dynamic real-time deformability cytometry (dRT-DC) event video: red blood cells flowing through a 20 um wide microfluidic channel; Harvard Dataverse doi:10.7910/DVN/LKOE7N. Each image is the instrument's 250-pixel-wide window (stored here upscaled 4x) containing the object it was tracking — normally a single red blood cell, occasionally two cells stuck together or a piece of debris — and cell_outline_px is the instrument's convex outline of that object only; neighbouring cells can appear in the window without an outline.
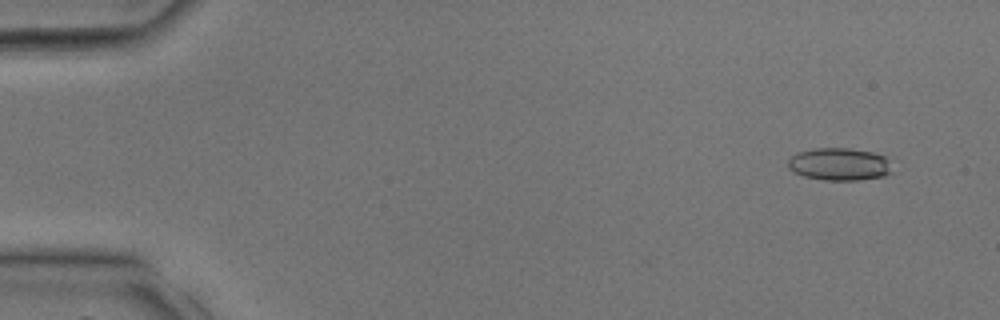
{"species": "common noctule bat (a hibernating species)", "species_latin": "Nyctalus noctula", "temperature_condition": "room temperature", "stored_images_in_passage": 34, "camera_frame_rate_fps": 3000, "um_per_image_px": 0.085, "animal": {"sex": "male", "body_mass_g": 17.9, "forearm_length_mm": 54.2}, "frame": {"image": 1, "passage_image": 2, "time_ms": 0.333, "image_size_px": [1000, 320], "cell_outline_px": [[896, 172], [884, 176], [856, 180], [824, 180], [804, 176], [792, 172], [788, 168], [788, 160], [796, 152], [816, 148], [848, 148], [872, 152], [884, 156]], "centroid_in_image_um": [71.35, 13.96], "position_along_channel_um": 13.6, "area_um2": 19.94}}
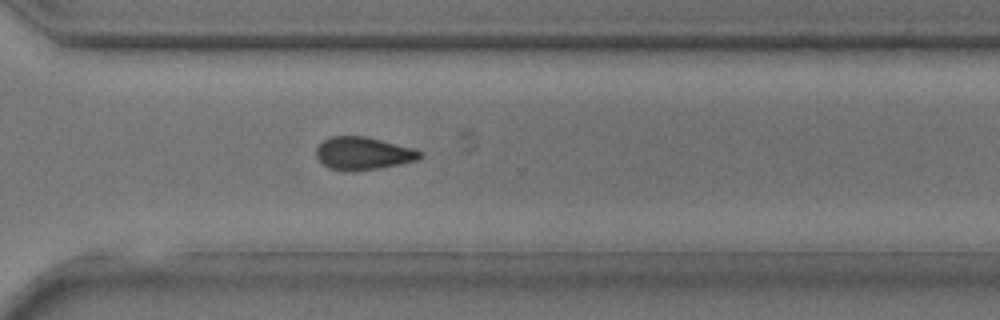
{"frame": {"image": 2, "passage_image": 25, "time_ms": 8.0, "image_size_px": [1000, 320], "cell_outline_px": [[424, 156], [416, 160], [400, 164], [380, 168], [352, 172], [344, 172], [328, 168], [316, 156], [316, 148], [324, 140], [332, 136], [364, 136], [416, 148], [424, 152]], "centroid_in_image_um": [30.9, 13.05], "position_along_channel_um": 339.7, "area_um2": 20.11}}
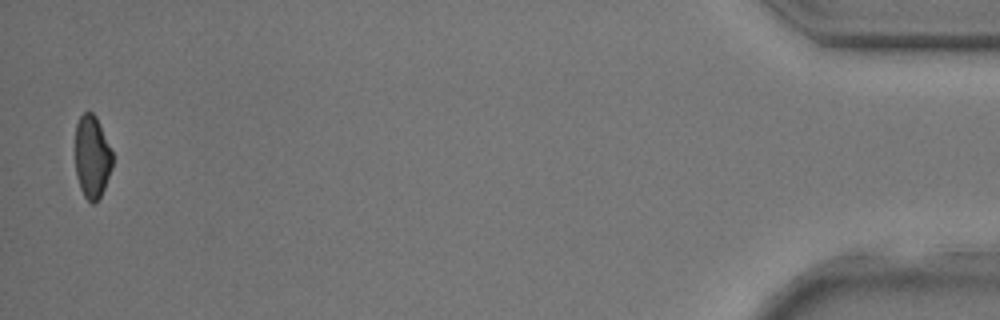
{"frame": {"image": 3, "passage_image": 34, "time_ms": 11.0, "image_size_px": [1000, 320], "cell_outline_px": [[112, 168], [104, 188], [100, 196], [92, 204], [84, 196], [80, 188], [76, 176], [76, 124], [80, 116], [84, 112], [92, 112], [96, 116], [100, 124], [112, 152]], "centroid_in_image_um": [7.82, 13.32], "position_along_channel_um": 427.4, "area_um2": 17.8}}